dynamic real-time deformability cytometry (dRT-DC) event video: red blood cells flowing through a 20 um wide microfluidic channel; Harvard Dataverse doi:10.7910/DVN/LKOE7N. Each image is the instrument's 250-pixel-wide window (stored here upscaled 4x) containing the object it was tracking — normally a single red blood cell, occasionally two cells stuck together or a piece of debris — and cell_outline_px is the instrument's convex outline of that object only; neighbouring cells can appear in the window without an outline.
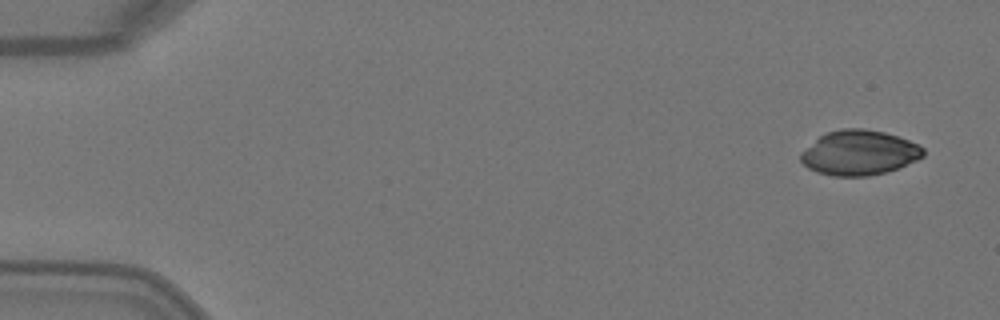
{"species": "Egyptian fruit bat (a non-hibernating species)", "species_latin": "Rousettus aegyptiacus", "temperature_condition": "warm", "stored_images_in_passage": 4, "camera_frame_rate_fps": 3000, "um_per_image_px": 0.085, "animal": {"sex": "female"}, "frame": {"image": 1, "passage_image": 1, "time_ms": 0.0, "image_size_px": [1000, 320], "cell_outline_px": [[924, 156], [916, 160], [896, 168], [884, 172], [868, 176], [832, 176], [816, 172], [808, 168], [800, 160], [800, 152], [820, 136], [828, 132], [840, 128], [864, 128], [884, 132], [920, 144], [924, 148]], "centroid_in_image_um": [73.01, 12.98], "position_along_channel_um": 12.0, "area_um2": 31.96}}